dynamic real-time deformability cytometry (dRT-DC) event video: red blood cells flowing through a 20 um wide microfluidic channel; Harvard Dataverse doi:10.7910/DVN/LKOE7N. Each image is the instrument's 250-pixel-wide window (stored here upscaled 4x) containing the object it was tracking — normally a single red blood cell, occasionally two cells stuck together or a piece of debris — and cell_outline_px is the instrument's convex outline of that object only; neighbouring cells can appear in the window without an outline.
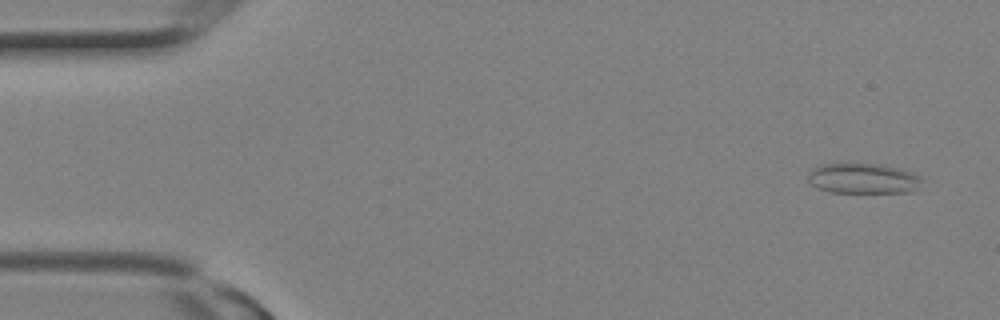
{"species": "Egyptian fruit bat (a non-hibernating species)", "species_latin": "Rousettus aegyptiacus", "temperature_condition": "room temperature", "stored_images_in_passage": 3, "camera_frame_rate_fps": 3000, "um_per_image_px": 0.085, "animal": {"sex": "female"}, "frame": {"image": 1, "passage_image": 1, "time_ms": 0.0, "image_size_px": [1000, 320], "cell_outline_px": [[924, 180], [912, 192], [832, 192], [820, 188], [812, 184], [808, 180], [808, 172], [812, 168], [820, 164], [884, 164], [900, 168], [912, 172], [920, 176]], "centroid_in_image_um": [73.39, 15.16], "position_along_channel_um": 11.6, "area_um2": 20.11}}